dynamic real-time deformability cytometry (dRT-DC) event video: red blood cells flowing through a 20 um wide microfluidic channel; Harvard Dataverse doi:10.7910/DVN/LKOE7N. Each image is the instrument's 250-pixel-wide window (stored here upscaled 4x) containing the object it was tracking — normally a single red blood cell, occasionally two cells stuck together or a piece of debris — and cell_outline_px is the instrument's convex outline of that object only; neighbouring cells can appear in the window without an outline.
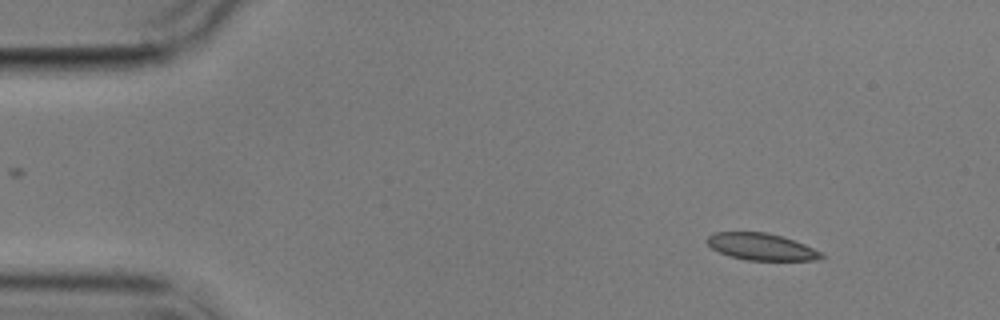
{"species": "common noctule bat (a hibernating species)", "species_latin": "Nyctalus noctula", "temperature_condition": "cold", "stored_images_in_passage": 9, "camera_frame_rate_fps": 3000, "um_per_image_px": 0.085, "animal": {"sex": "male", "body_mass_g": 17.9}, "frame": {"image": 1, "passage_image": 1, "time_ms": 0.0, "image_size_px": [1000, 320], "cell_outline_px": [[824, 256], [816, 260], [744, 260], [728, 256], [712, 248], [704, 240], [712, 232], [768, 232], [804, 244], [824, 252]], "centroid_in_image_um": [64.69, 20.97], "position_along_channel_um": 20.3, "area_um2": 17.98}}
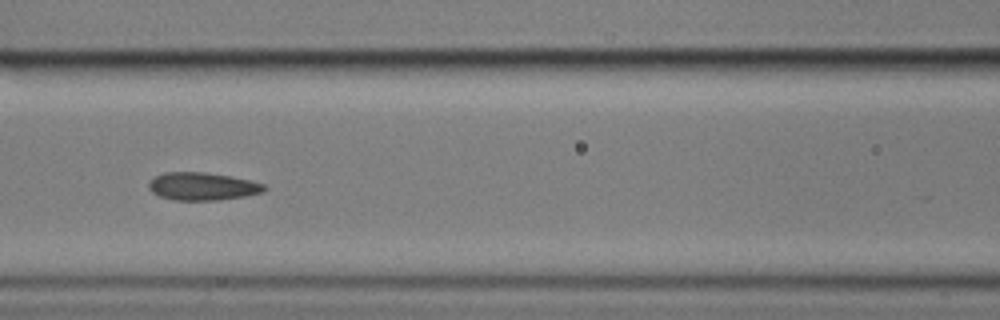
{"frame": {"image": 2, "passage_image": 6, "time_ms": 6.0, "image_size_px": [1000, 320], "cell_outline_px": [[268, 188], [264, 192], [244, 196], [220, 200], [176, 200], [160, 196], [152, 192], [148, 188], [148, 180], [164, 172], [204, 172], [228, 176], [248, 180], [264, 184]], "centroid_in_image_um": [17.19, 15.84], "position_along_channel_um": 149.4, "area_um2": 18.67}}
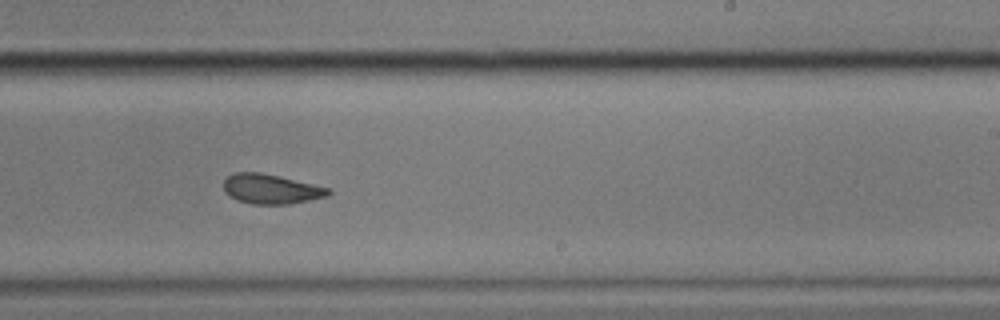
{"frame": {"image": 3, "passage_image": 9, "time_ms": 9.333, "image_size_px": [1000, 320], "cell_outline_px": [[332, 192], [328, 196], [288, 204], [252, 204], [236, 200], [224, 192], [224, 180], [232, 172], [260, 172], [280, 176], [332, 188]], "centroid_in_image_um": [23.04, 16.06], "position_along_channel_um": 266.0, "area_um2": 18.32}}